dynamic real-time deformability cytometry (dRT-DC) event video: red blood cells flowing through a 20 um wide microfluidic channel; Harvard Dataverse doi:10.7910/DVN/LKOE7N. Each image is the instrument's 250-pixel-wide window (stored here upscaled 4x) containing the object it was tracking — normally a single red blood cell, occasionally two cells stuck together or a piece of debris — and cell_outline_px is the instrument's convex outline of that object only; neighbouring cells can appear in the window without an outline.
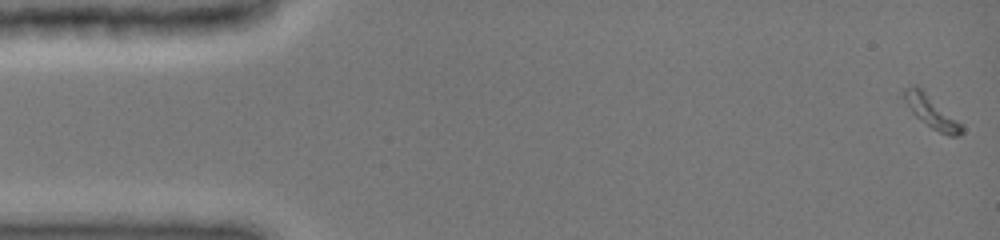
{"species": "common noctule bat (a hibernating species)", "species_latin": "Nyctalus noctula", "temperature_condition": "cold", "stored_images_in_passage": 49, "camera_frame_rate_fps": 3000, "um_per_image_px": 0.085, "animal": {"sex": "female", "body_mass_g": 19.0, "forearm_length_mm": 51.5}, "frame": {"image": 1, "passage_image": 1, "time_ms": 0.0, "image_size_px": [1000, 240], "cell_outline_px": [[964, 132], [960, 136], [948, 136], [932, 128], [916, 116], [912, 112], [904, 100], [904, 88], [912, 84], [920, 88], [960, 124], [964, 128]], "centroid_in_image_um": [79.15, 9.52], "position_along_channel_um": 5.8, "area_um2": 10.23}}
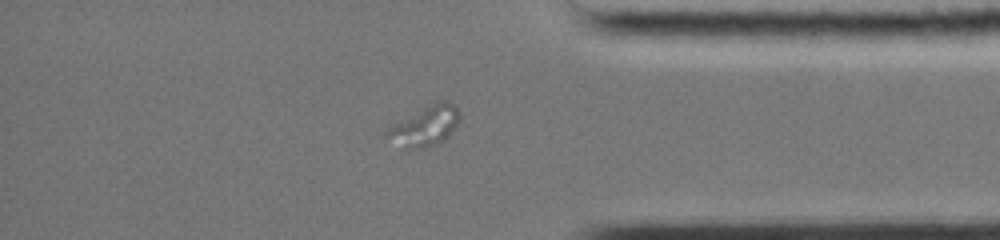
{"frame": {"image": 2, "passage_image": 42, "time_ms": 13.667, "image_size_px": [1000, 240], "cell_outline_px": [[460, 120], [448, 136], [444, 140], [424, 148], [400, 148], [384, 136], [384, 132], [392, 124], [428, 104], [436, 100], [452, 100], [460, 112]], "centroid_in_image_um": [36.12, 10.68], "position_along_channel_um": 399.1, "area_um2": 17.34}}
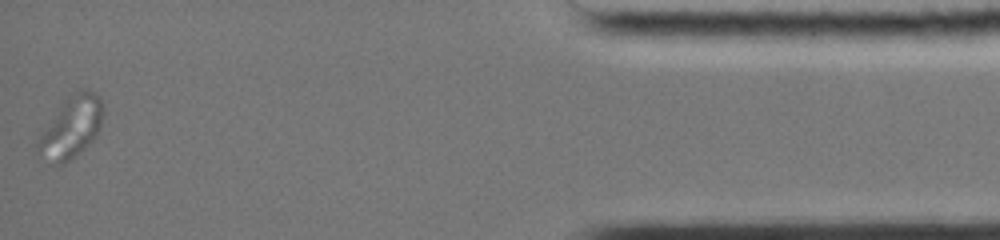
{"frame": {"image": 3, "passage_image": 49, "time_ms": 16.0, "image_size_px": [1000, 240], "cell_outline_px": [[104, 112], [100, 128], [96, 136], [80, 152], [64, 164], [56, 164], [36, 148], [36, 140], [60, 100], [80, 88], [84, 88], [100, 96], [104, 108]], "centroid_in_image_um": [6.06, 10.72], "position_along_channel_um": 429.1, "area_um2": 23.7}}